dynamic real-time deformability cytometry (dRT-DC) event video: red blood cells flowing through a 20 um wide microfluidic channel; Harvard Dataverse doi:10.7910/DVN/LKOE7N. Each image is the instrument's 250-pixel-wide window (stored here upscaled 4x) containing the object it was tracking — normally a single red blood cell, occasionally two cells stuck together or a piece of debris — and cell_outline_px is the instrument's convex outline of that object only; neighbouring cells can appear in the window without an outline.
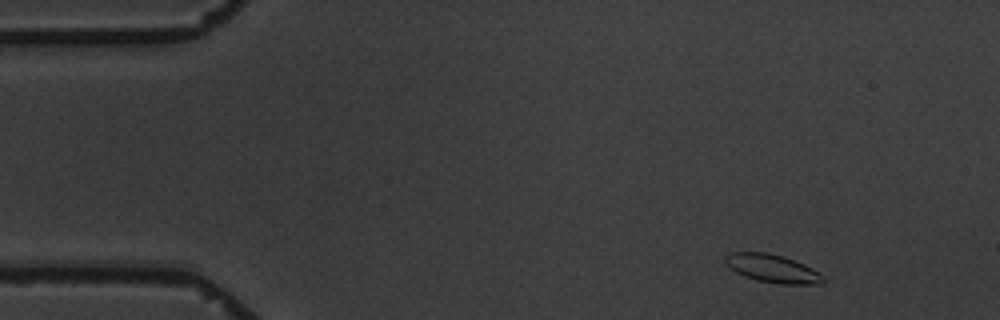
{"species": "common noctule bat (a hibernating species)", "species_latin": "Nyctalus noctula", "temperature_condition": "warm", "stored_images_in_passage": 5, "camera_frame_rate_fps": 3000, "um_per_image_px": 0.085, "animal": {"sex": "male", "body_mass_g": 19.5, "forearm_length_mm": 54.6}, "frame": {"image": 1, "passage_image": 1, "time_ms": 0.0, "image_size_px": [1000, 320], "cell_outline_px": [[824, 284], [780, 284], [760, 280], [744, 276], [736, 272], [724, 260], [724, 256], [728, 252], [768, 252], [784, 256], [804, 264], [812, 268], [824, 276]], "centroid_in_image_um": [65.68, 22.81], "position_along_channel_um": 19.3, "area_um2": 16.01}}
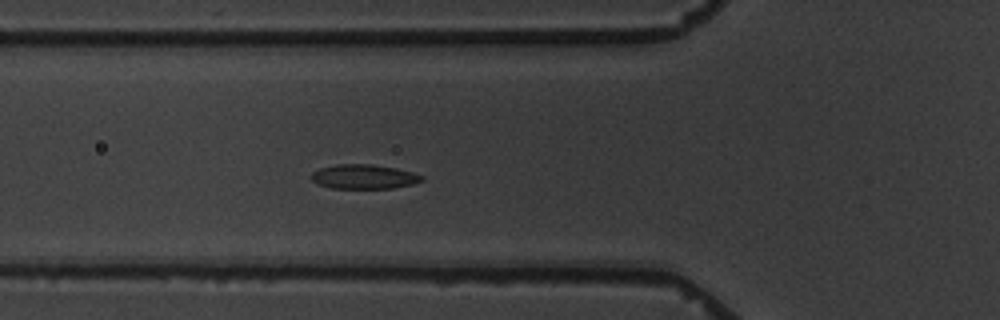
{"frame": {"image": 2, "passage_image": 5, "time_ms": 4.667, "image_size_px": [1000, 320], "cell_outline_px": [[424, 180], [412, 184], [392, 188], [332, 188], [320, 184], [312, 180], [312, 172], [320, 168], [336, 164], [372, 164], [396, 168], [412, 172], [424, 176]], "centroid_in_image_um": [30.96, 15.01], "position_along_channel_um": 94.8, "area_um2": 15.61}}